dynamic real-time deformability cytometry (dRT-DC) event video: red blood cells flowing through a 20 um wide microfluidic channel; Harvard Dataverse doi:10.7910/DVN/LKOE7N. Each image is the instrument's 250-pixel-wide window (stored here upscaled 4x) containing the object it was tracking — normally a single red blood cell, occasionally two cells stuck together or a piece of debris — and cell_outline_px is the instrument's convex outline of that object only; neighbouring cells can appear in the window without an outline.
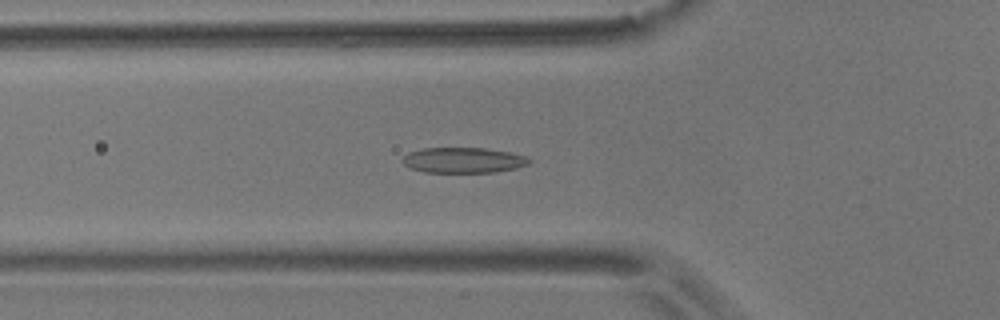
{"species": "common noctule bat (a hibernating species)", "species_latin": "Nyctalus noctula", "temperature_condition": "room temperature", "stored_images_in_passage": 56, "camera_frame_rate_fps": 3000, "um_per_image_px": 0.085, "animal": {"sex": "male", "body_mass_g": 17.9}, "frame": {"image": 1, "passage_image": 19, "time_ms": 6.0, "image_size_px": [1000, 320], "cell_outline_px": [[532, 160], [528, 164], [516, 168], [496, 172], [424, 172], [408, 168], [400, 160], [408, 152], [424, 148], [484, 148], [508, 152], [528, 156]], "centroid_in_image_um": [39.36, 13.62], "position_along_channel_um": 86.4, "area_um2": 18.9}}
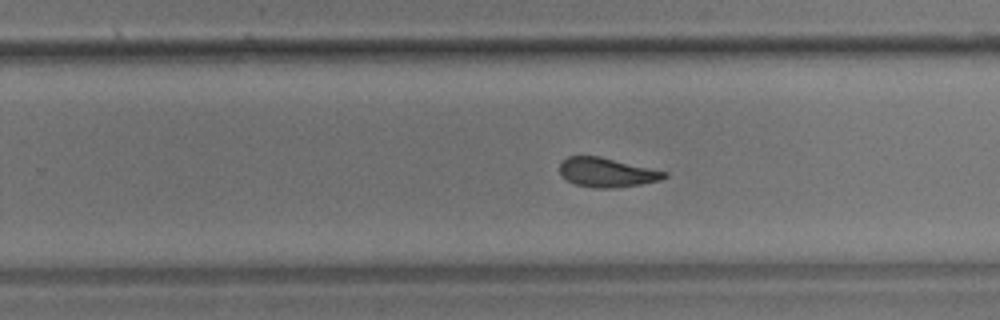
{"frame": {"image": 2, "passage_image": 35, "time_ms": 11.333, "image_size_px": [1000, 320], "cell_outline_px": [[668, 176], [660, 180], [640, 184], [612, 188], [596, 188], [576, 184], [568, 180], [560, 172], [560, 164], [568, 156], [600, 156], [668, 172]], "centroid_in_image_um": [51.61, 14.65], "position_along_channel_um": 278.2, "area_um2": 17.63}}
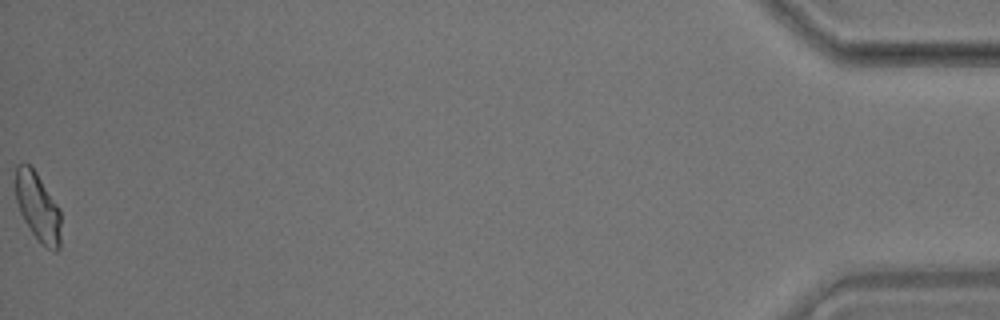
{"frame": {"image": 3, "passage_image": 56, "time_ms": 18.333, "image_size_px": [1000, 320], "cell_outline_px": [[60, 248], [56, 252], [52, 252], [32, 232], [24, 220], [20, 212], [16, 200], [16, 164], [24, 160], [36, 172], [60, 208]], "centroid_in_image_um": [3.22, 17.56], "position_along_channel_um": 432.0, "area_um2": 18.03}, "authors_computed_cell_mechanics": {"area_um2": 18.6405, "velocity_mm_per_s": 3.5842, "shape_relaxation_time_tau1_ms": 5.7141, "shape_relaxation_time_tau2_ms": 2.1105, "deformation_change_tau1": 0.1571, "deformation_change_tau2": 0.0982}}